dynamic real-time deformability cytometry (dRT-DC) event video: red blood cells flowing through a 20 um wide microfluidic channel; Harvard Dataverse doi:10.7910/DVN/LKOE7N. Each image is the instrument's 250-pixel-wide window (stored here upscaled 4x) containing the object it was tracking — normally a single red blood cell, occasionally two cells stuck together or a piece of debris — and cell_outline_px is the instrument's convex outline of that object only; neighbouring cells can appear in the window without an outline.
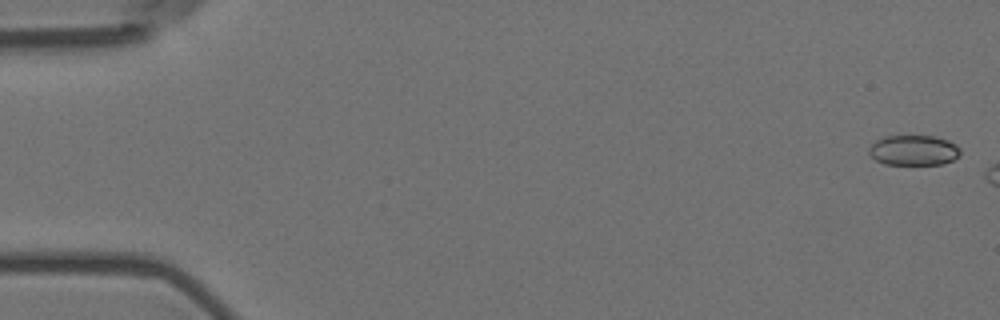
{"species": "Egyptian fruit bat (a non-hibernating species)", "species_latin": "Rousettus aegyptiacus", "temperature_condition": "room temperature", "stored_images_in_passage": 8, "camera_frame_rate_fps": 3000, "um_per_image_px": 0.085, "animal": {"sex": "female"}, "frame": {"image": 1, "passage_image": 2, "time_ms": 0.333, "image_size_px": [1000, 320], "cell_outline_px": [[960, 156], [952, 160], [940, 164], [884, 164], [876, 160], [868, 152], [868, 148], [876, 140], [884, 136], [936, 136], [948, 140], [956, 144], [960, 148]], "centroid_in_image_um": [77.67, 12.76], "position_along_channel_um": 7.3, "area_um2": 16.13}}